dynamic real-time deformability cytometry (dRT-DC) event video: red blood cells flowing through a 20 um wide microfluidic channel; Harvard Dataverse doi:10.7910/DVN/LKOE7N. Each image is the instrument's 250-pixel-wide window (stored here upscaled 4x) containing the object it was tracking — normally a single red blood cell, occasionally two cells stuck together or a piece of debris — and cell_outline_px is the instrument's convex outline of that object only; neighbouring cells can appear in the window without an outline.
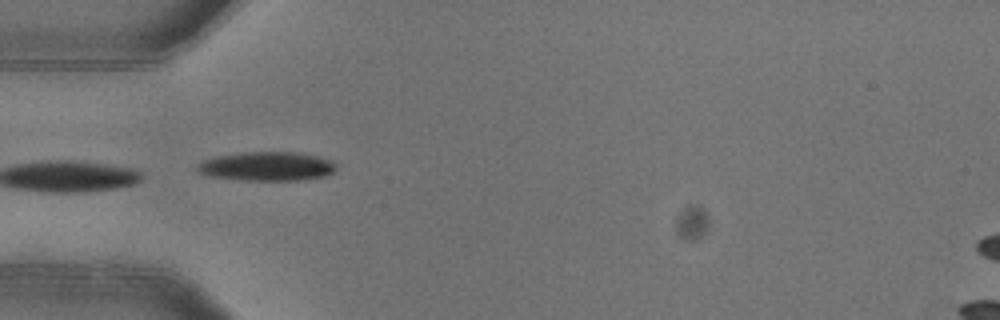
{"species": "common noctule bat (a hibernating species)", "species_latin": "Nyctalus noctula", "temperature_condition": "warm", "stored_images_in_passage": 6, "camera_frame_rate_fps": 3000, "um_per_image_px": 0.085, "animal": {"sex": "female"}, "frame": {"image": 1, "passage_image": 5, "time_ms": 1.333, "image_size_px": [1000, 320], "cell_outline_px": [[336, 172], [324, 176], [300, 180], [244, 180], [208, 176], [196, 172], [196, 164], [204, 160], [220, 156], [244, 152], [300, 152], [332, 160], [336, 164]], "centroid_in_image_um": [22.7, 14.14], "position_along_channel_um": 62.3, "area_um2": 23.58}}